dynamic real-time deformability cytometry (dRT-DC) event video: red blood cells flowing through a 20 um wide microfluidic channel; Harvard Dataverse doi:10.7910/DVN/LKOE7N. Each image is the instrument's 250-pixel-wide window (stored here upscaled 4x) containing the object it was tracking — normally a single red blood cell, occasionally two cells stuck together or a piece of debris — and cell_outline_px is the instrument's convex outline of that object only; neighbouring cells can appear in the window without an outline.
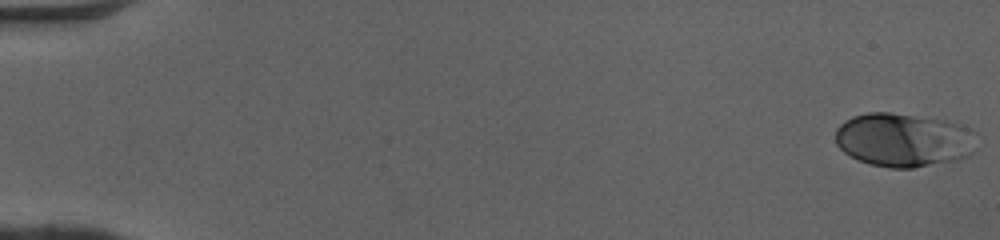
{"species": "human", "species_latin": "Homo sapiens", "temperature_condition": "cold", "stored_images_in_passage": 50, "camera_frame_rate_fps": 3000, "um_per_image_px": 0.085, "donor": {"sex": "female"}, "frame": {"image": 1, "passage_image": 1, "time_ms": 0.0, "image_size_px": [1000, 240], "cell_outline_px": [[972, 152], [968, 156], [956, 160], [912, 168], [888, 168], [872, 164], [860, 160], [844, 152], [836, 144], [836, 128], [844, 120], [852, 116], [868, 112], [888, 112], [944, 120], [968, 128]], "centroid_in_image_um": [76.69, 11.89], "position_along_channel_um": 8.3, "area_um2": 43.41}}
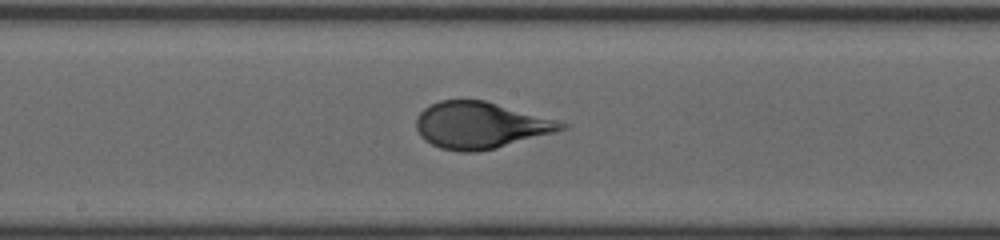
{"frame": {"image": 2, "passage_image": 28, "time_ms": 9.0, "image_size_px": [1000, 240], "cell_outline_px": [[568, 128], [556, 132], [496, 148], [476, 152], [460, 152], [440, 148], [424, 140], [420, 136], [416, 128], [416, 116], [424, 108], [440, 100], [484, 100], [556, 120], [568, 124]], "centroid_in_image_um": [40.81, 10.65], "position_along_channel_um": 207.4, "area_um2": 39.25}}
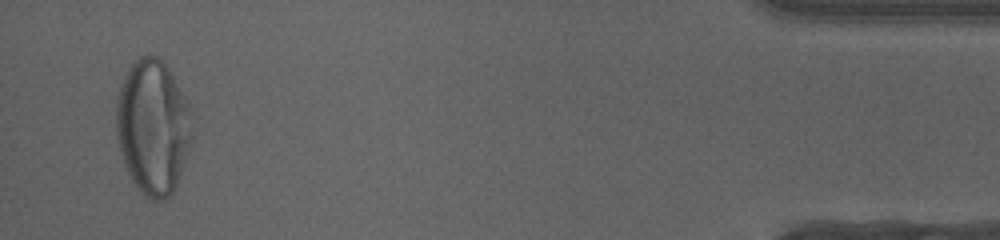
{"frame": {"image": 3, "passage_image": 49, "time_ms": 16.0, "image_size_px": [1000, 240], "cell_outline_px": [[192, 144], [176, 184], [172, 192], [164, 200], [152, 200], [140, 192], [132, 180], [128, 172], [120, 152], [116, 136], [116, 100], [120, 84], [128, 68], [140, 56], [156, 56], [164, 60], [188, 104], [192, 112]], "centroid_in_image_um": [13.0, 10.78], "position_along_channel_um": 422.2, "area_um2": 59.82}, "authors_computed_cell_mechanics": {"area_um2": 40.8357, "velocity_mm_per_s": 4.0767, "shape_relaxation_time_tau1_ms": 3.4896, "shape_relaxation_time_tau2_ms": null, "deformation_change_tau1": 0.1794, "deformation_change_tau2": null}}